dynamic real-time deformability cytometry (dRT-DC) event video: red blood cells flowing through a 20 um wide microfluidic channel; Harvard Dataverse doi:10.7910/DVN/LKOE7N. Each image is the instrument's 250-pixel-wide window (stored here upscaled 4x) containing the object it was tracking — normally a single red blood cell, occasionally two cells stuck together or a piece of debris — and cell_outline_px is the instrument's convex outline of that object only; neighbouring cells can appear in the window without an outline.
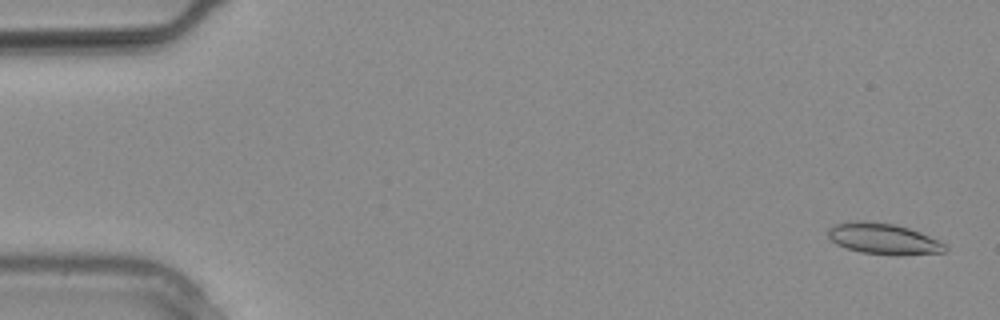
{"species": "common noctule bat (a hibernating species)", "species_latin": "Nyctalus noctula", "temperature_condition": "warm", "stored_images_in_passage": 12, "camera_frame_rate_fps": 3000, "um_per_image_px": 0.085, "animal": {"sex": "male", "body_mass_g": 20.4}, "frame": {"image": 1, "passage_image": 1, "time_ms": 0.0, "image_size_px": [1000, 320], "cell_outline_px": [[948, 248], [944, 252], [900, 256], [896, 256], [860, 252], [836, 244], [828, 236], [828, 228], [832, 224], [852, 220], [864, 220], [896, 224], [920, 232], [944, 244]], "centroid_in_image_um": [75.05, 20.29], "position_along_channel_um": 9.9, "area_um2": 21.39}}
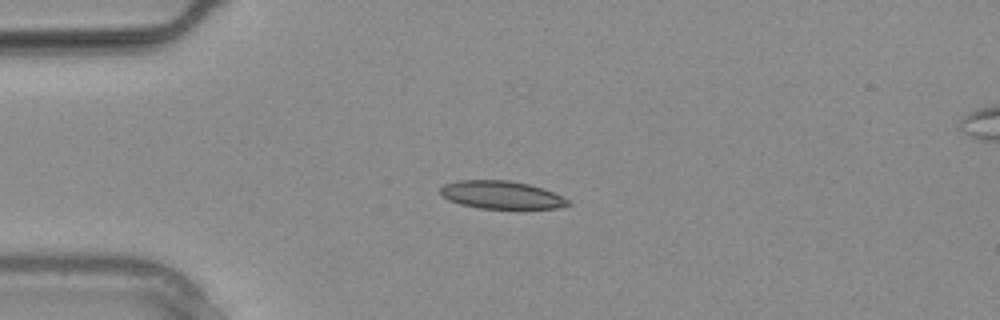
{"frame": {"image": 2, "passage_image": 7, "time_ms": 2.0, "image_size_px": [1000, 320], "cell_outline_px": [[572, 204], [556, 208], [480, 208], [460, 204], [448, 200], [440, 196], [440, 188], [444, 184], [460, 180], [508, 180], [528, 184], [544, 188], [568, 200]], "centroid_in_image_um": [42.57, 16.56], "position_along_channel_um": 42.4, "area_um2": 20.63}}